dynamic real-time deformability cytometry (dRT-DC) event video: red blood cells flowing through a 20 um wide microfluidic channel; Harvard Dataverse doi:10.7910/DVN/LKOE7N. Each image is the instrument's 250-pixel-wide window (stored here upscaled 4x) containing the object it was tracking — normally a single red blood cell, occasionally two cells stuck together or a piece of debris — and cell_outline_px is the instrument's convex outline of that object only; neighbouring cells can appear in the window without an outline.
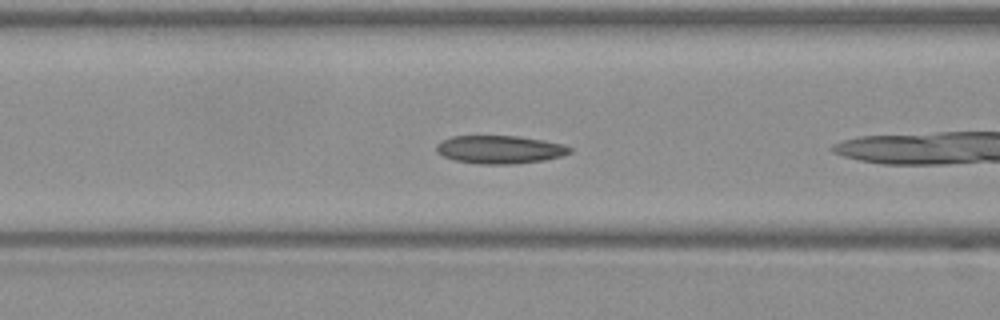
{"species": "Egyptian fruit bat (a non-hibernating species)", "species_latin": "Rousettus aegyptiacus", "temperature_condition": "warm", "stored_images_in_passage": 38, "camera_frame_rate_fps": 3000, "um_per_image_px": 0.085, "frame": {"image": 1, "passage_image": 5, "time_ms": 1.333, "image_size_px": [1000, 320], "cell_outline_px": [[572, 152], [560, 156], [544, 160], [512, 164], [480, 164], [456, 160], [444, 156], [436, 152], [436, 144], [440, 140], [452, 136], [516, 136], [544, 140], [564, 144], [572, 148]], "centroid_in_image_um": [42.47, 12.7], "position_along_channel_um": 124.1, "area_um2": 21.85}}
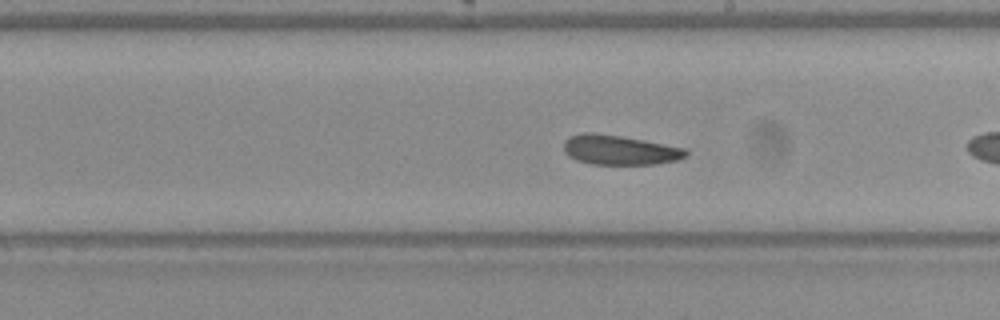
{"frame": {"image": 2, "passage_image": 14, "time_ms": 4.333, "image_size_px": [1000, 320], "cell_outline_px": [[688, 152], [684, 156], [676, 160], [656, 164], [592, 164], [576, 160], [568, 156], [564, 152], [564, 140], [568, 136], [584, 132], [592, 132], [620, 136], [644, 140], [688, 148]], "centroid_in_image_um": [52.64, 12.74], "position_along_channel_um": 236.4, "area_um2": 21.21}}
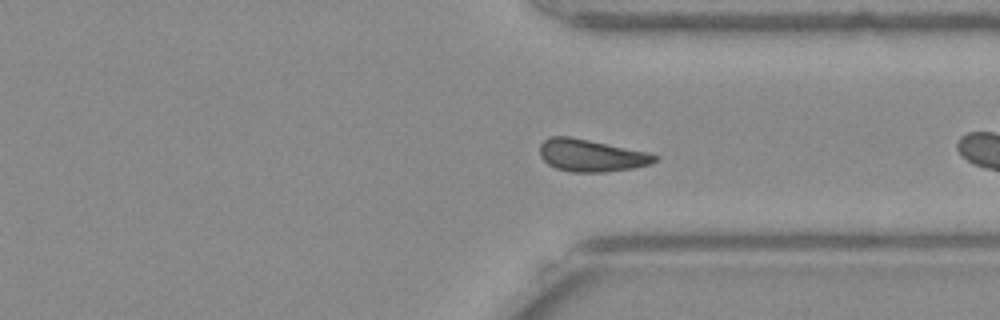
{"frame": {"image": 3, "passage_image": 24, "time_ms": 7.667, "image_size_px": [1000, 320], "cell_outline_px": [[660, 156], [652, 164], [636, 168], [600, 172], [568, 172], [556, 168], [548, 164], [540, 156], [540, 144], [548, 136], [568, 136], [648, 152]], "centroid_in_image_um": [50.26, 13.22], "position_along_channel_um": 361.1, "area_um2": 21.68}, "authors_computed_cell_mechanics": {"area_um2": 21.4149, "velocity_mm_per_s": 3.7448, "shape_relaxation_time_tau1_ms": null, "shape_relaxation_time_tau2_ms": 4.183, "deformation_change_tau1": null, "deformation_change_tau2": 0.1118}}